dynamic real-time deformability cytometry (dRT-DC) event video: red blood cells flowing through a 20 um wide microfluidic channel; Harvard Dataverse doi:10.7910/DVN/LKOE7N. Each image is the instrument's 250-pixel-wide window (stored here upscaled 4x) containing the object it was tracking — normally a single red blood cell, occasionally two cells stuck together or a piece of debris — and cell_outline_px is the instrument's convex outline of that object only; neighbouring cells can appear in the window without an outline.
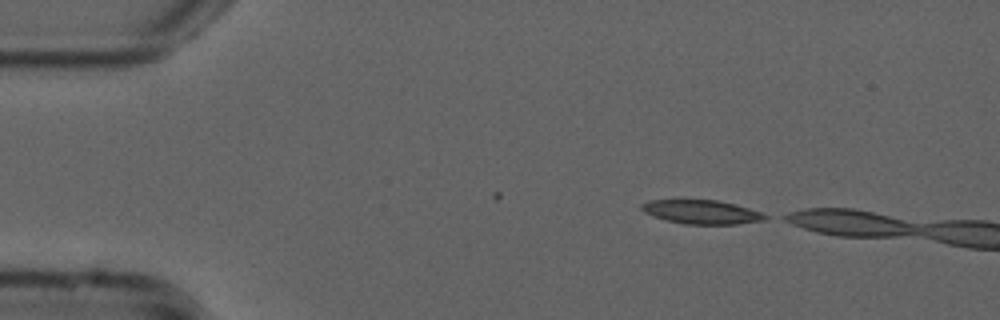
{"species": "common noctule bat (a hibernating species)", "species_latin": "Nyctalus noctula", "temperature_condition": "cold", "stored_images_in_passage": 4, "camera_frame_rate_fps": 3000, "um_per_image_px": 0.085, "animal": {"sex": "male", "forearm_length_mm": 52.5}, "frame": {"image": 1, "passage_image": 1, "time_ms": 0.0, "image_size_px": [1000, 320], "cell_outline_px": [[768, 220], [736, 224], [684, 224], [664, 220], [652, 216], [644, 212], [640, 208], [640, 204], [652, 200], [676, 196], [716, 200], [736, 204], [760, 212], [768, 216]], "centroid_in_image_um": [59.54, 17.97], "position_along_channel_um": 25.5, "area_um2": 18.21}}